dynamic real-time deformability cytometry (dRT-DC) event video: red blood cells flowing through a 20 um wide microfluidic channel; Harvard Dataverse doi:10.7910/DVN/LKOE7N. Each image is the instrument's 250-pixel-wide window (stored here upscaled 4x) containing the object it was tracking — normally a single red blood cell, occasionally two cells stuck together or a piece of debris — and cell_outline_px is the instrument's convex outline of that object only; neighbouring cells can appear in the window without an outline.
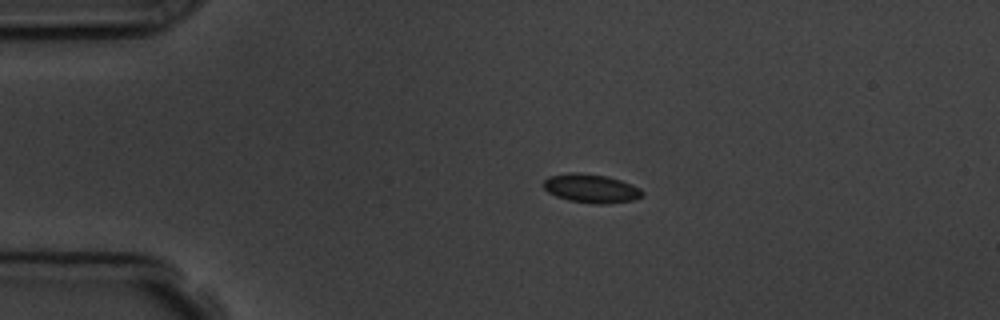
{"species": "common noctule bat (a hibernating species)", "species_latin": "Nyctalus noctula", "temperature_condition": "room temperature", "stored_images_in_passage": 3, "camera_frame_rate_fps": 3000, "um_per_image_px": 0.085, "animal": {"sex": "male", "body_mass_g": 19.5, "forearm_length_mm": 54.6}, "frame": {"image": 1, "passage_image": 2, "time_ms": 2.0, "image_size_px": [1000, 320], "cell_outline_px": [[644, 196], [632, 200], [608, 204], [596, 204], [568, 200], [556, 196], [548, 192], [544, 188], [544, 180], [548, 176], [572, 172], [576, 172], [608, 176], [632, 184], [640, 188], [644, 192]], "centroid_in_image_um": [50.27, 16.01], "position_along_channel_um": 34.7, "area_um2": 16.65}}